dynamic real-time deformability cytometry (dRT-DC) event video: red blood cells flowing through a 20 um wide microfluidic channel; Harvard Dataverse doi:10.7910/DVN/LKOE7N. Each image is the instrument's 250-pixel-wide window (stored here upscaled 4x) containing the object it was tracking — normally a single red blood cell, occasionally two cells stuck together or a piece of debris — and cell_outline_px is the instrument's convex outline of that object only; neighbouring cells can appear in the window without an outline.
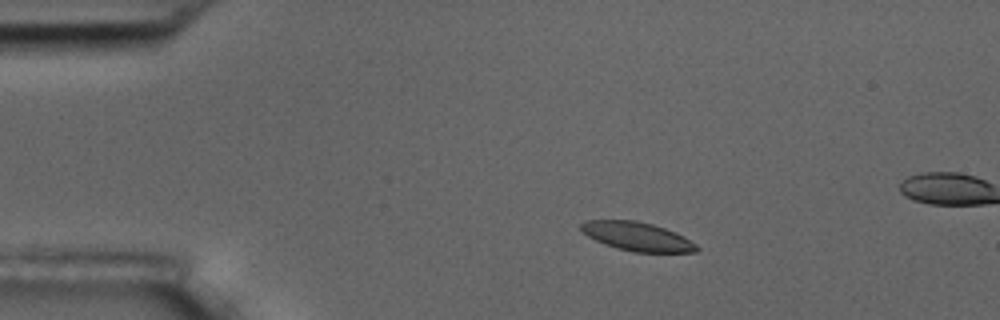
{"species": "common noctule bat (a hibernating species)", "species_latin": "Nyctalus noctula", "temperature_condition": "room temperature", "stored_images_in_passage": 4, "camera_frame_rate_fps": 3000, "um_per_image_px": 0.085, "animal": {"sex": "male", "body_mass_g": 17.5, "forearm_length_mm": 52.3}, "frame": {"image": 1, "passage_image": 2, "time_ms": 1.0, "image_size_px": [1000, 320], "cell_outline_px": [[700, 248], [696, 252], [636, 252], [616, 248], [604, 244], [588, 236], [580, 228], [580, 224], [584, 220], [636, 220], [652, 224], [664, 228], [684, 236], [696, 244]], "centroid_in_image_um": [54.16, 20.1], "position_along_channel_um": 30.8, "area_um2": 19.31}}